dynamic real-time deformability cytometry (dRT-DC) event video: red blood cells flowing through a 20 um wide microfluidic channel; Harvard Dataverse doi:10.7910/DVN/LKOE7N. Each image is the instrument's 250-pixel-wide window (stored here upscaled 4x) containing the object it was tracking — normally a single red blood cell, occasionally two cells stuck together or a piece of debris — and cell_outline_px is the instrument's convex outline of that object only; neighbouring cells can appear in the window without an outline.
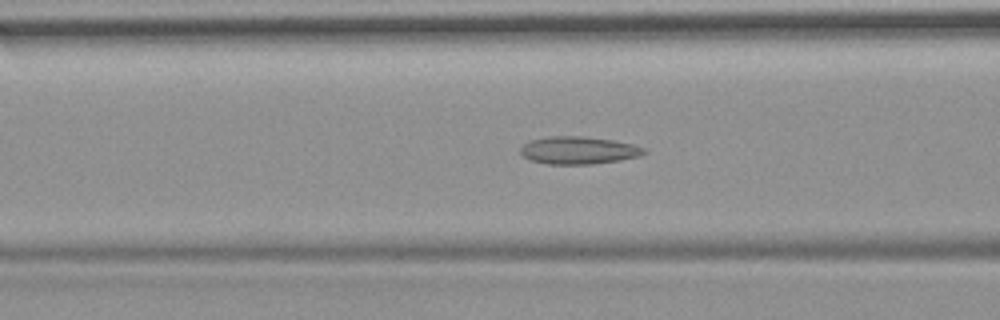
{"species": "common noctule bat (a hibernating species)", "species_latin": "Nyctalus noctula", "temperature_condition": "room temperature", "stored_images_in_passage": 48, "camera_frame_rate_fps": 3000, "um_per_image_px": 0.085, "animal": {"sex": "female", "body_mass_g": 19.9}, "frame": {"image": 1, "passage_image": 14, "time_ms": 4.333, "image_size_px": [1000, 320], "cell_outline_px": [[648, 152], [640, 156], [620, 160], [592, 164], [548, 164], [532, 160], [524, 156], [520, 152], [520, 148], [528, 140], [548, 136], [584, 136], [612, 140], [632, 144], [648, 148]], "centroid_in_image_um": [49.2, 12.77], "position_along_channel_um": 117.4, "area_um2": 20.0}, "authors_computed_cell_mechanics": {"area_um2": 19.074, "velocity_mm_per_s": 3.7014, "shape_relaxation_time_tau1_ms": null, "shape_relaxation_time_tau2_ms": 2.4677, "deformation_change_tau1": null, "deformation_change_tau2": 0.101}}